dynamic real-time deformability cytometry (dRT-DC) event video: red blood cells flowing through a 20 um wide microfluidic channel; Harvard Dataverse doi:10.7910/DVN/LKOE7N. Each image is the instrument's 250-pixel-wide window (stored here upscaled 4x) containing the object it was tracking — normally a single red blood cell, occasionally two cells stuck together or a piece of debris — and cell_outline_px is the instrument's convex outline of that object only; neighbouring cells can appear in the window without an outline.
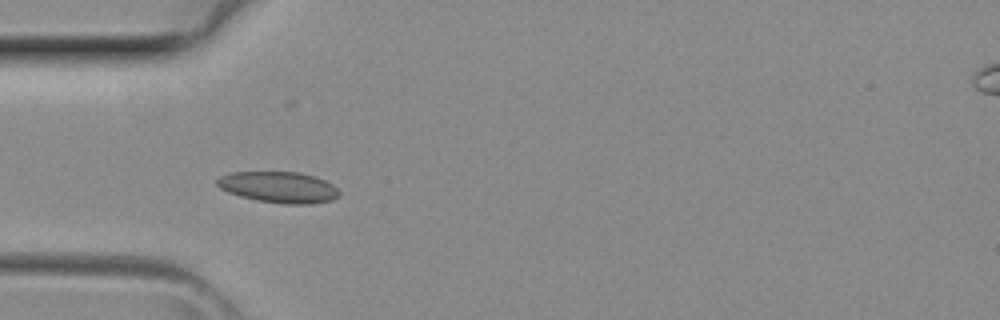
{"species": "common noctule bat (a hibernating species)", "species_latin": "Nyctalus noctula", "temperature_condition": "room temperature", "stored_images_in_passage": 4, "camera_frame_rate_fps": 3000, "um_per_image_px": 0.085, "animal": {"sex": "female", "body_mass_g": 29.2, "forearm_length_mm": 56.3}, "frame": {"image": 1, "passage_image": 3, "time_ms": 0.667, "image_size_px": [1000, 320], "cell_outline_px": [[340, 196], [332, 200], [312, 204], [288, 204], [256, 200], [240, 196], [228, 192], [220, 188], [216, 184], [216, 180], [220, 176], [232, 172], [300, 172], [316, 176], [332, 184], [340, 192]], "centroid_in_image_um": [23.71, 15.91], "position_along_channel_um": 61.3, "area_um2": 22.25}}